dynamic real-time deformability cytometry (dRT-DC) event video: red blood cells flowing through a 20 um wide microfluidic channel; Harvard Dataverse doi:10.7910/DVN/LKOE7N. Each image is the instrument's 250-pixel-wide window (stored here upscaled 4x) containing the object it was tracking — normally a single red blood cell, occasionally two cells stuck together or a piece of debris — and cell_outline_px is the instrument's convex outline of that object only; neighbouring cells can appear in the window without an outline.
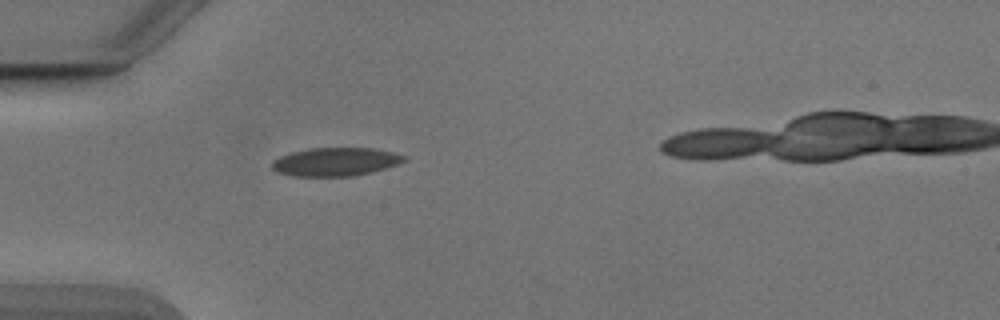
{"species": "Egyptian fruit bat (a non-hibernating species)", "species_latin": "Rousettus aegyptiacus", "temperature_condition": "cold", "stored_images_in_passage": 34, "camera_frame_rate_fps": 3000, "um_per_image_px": 0.085, "animal": {"sex": "male"}, "frame": {"image": 1, "passage_image": 1, "time_ms": 0.0, "image_size_px": [1000, 320], "cell_outline_px": [[408, 160], [372, 172], [352, 176], [292, 176], [276, 172], [272, 168], [272, 160], [280, 156], [292, 152], [308, 148], [376, 148], [396, 152], [408, 156]], "centroid_in_image_um": [28.54, 13.74], "position_along_channel_um": 56.5, "area_um2": 22.08}}
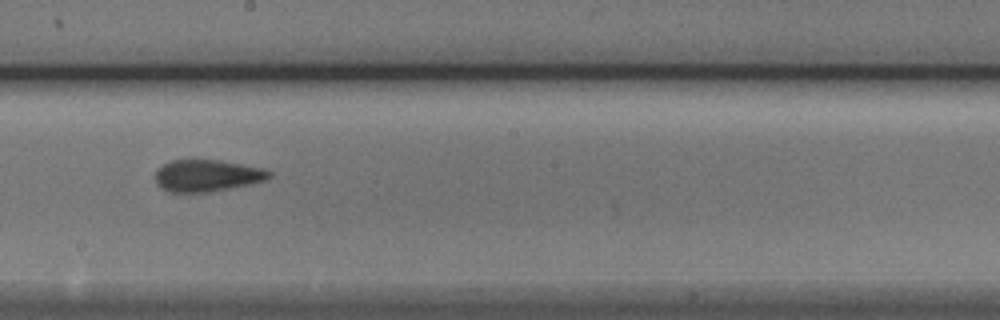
{"frame": {"image": 2, "passage_image": 15, "time_ms": 4.667, "image_size_px": [1000, 320], "cell_outline_px": [[272, 176], [264, 180], [252, 184], [208, 192], [168, 192], [160, 188], [156, 184], [156, 168], [172, 160], [220, 160], [264, 168], [272, 172]], "centroid_in_image_um": [17.6, 14.93], "position_along_channel_um": 230.6, "area_um2": 21.27}}
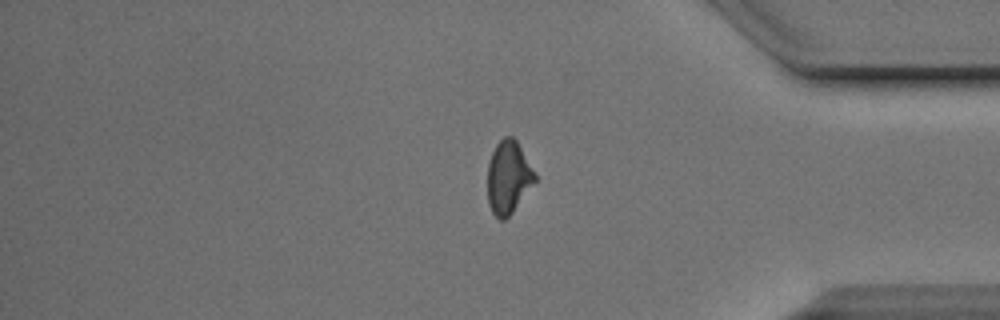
{"frame": {"image": 3, "passage_image": 29, "time_ms": 9.333, "image_size_px": [1000, 320], "cell_outline_px": [[536, 180], [512, 212], [504, 220], [500, 220], [492, 212], [488, 204], [488, 164], [492, 152], [496, 144], [504, 136], [512, 136], [516, 140], [536, 176]], "centroid_in_image_um": [43.18, 15.07], "position_along_channel_um": 392.0, "area_um2": 19.71}, "authors_computed_cell_mechanics": {"area_um2": 21.2126, "velocity_mm_per_s": 3.8925, "shape_relaxation_time_tau1_ms": 7.0904, "shape_relaxation_time_tau2_ms": 1.6102, "deformation_change_tau1": 0.1417, "deformation_change_tau2": 0.0718}}